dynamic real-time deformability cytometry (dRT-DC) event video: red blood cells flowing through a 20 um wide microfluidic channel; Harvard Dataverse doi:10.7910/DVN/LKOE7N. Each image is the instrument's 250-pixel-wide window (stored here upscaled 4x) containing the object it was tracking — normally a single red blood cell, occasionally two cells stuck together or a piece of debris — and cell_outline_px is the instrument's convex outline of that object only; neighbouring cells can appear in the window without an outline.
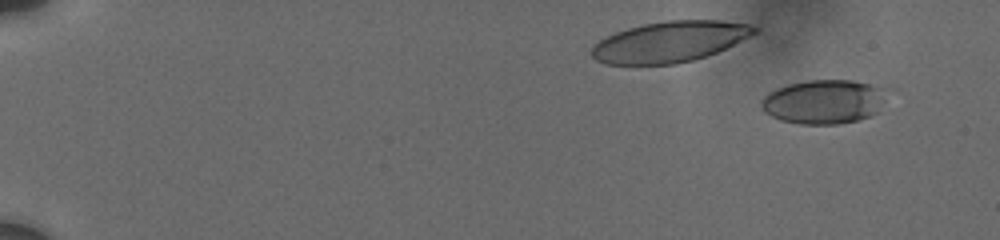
{"species": "human", "species_latin": "Homo sapiens", "temperature_condition": "cold", "stored_images_in_passage": 51, "camera_frame_rate_fps": 3000, "um_per_image_px": 0.085, "donor": {"sex": "male"}, "frame": {"image": 1, "passage_image": 3, "time_ms": 0.667, "image_size_px": [1000, 240], "cell_outline_px": [[896, 88], [876, 112], [860, 120], [840, 124], [800, 124], [780, 120], [764, 112], [760, 104], [760, 100], [768, 92], [776, 88], [788, 84], [808, 80], [852, 80]], "centroid_in_image_um": [70.13, 8.62], "position_along_channel_um": 14.9, "area_um2": 33.29}}
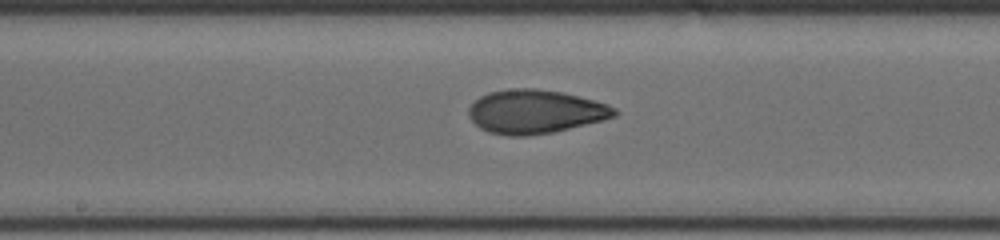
{"frame": {"image": 2, "passage_image": 34, "time_ms": 10.333, "image_size_px": [1000, 240], "cell_outline_px": [[620, 112], [616, 116], [604, 120], [552, 132], [528, 136], [508, 136], [488, 132], [480, 128], [468, 116], [468, 108], [480, 96], [488, 92], [512, 88], [536, 88], [560, 92], [592, 100], [616, 108]], "centroid_in_image_um": [45.47, 9.5], "position_along_channel_um": 202.7, "area_um2": 37.05}}
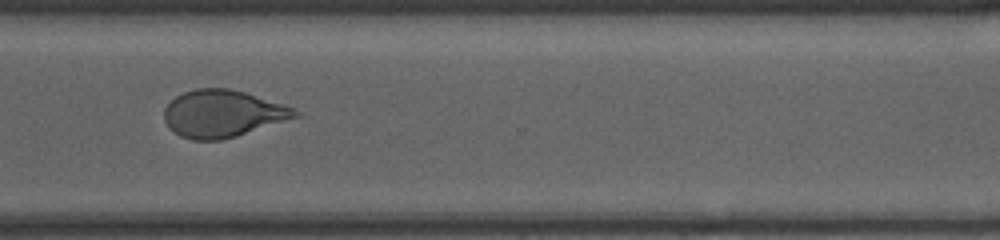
{"frame": {"image": 3, "passage_image": 50, "time_ms": 14.333, "image_size_px": [1000, 240], "cell_outline_px": [[300, 116], [236, 136], [220, 140], [192, 140], [180, 136], [164, 120], [164, 108], [176, 96], [184, 92], [196, 88], [228, 88], [244, 92], [284, 104], [300, 112]], "centroid_in_image_um": [18.93, 9.65], "position_along_channel_um": 351.7, "area_um2": 35.66}}